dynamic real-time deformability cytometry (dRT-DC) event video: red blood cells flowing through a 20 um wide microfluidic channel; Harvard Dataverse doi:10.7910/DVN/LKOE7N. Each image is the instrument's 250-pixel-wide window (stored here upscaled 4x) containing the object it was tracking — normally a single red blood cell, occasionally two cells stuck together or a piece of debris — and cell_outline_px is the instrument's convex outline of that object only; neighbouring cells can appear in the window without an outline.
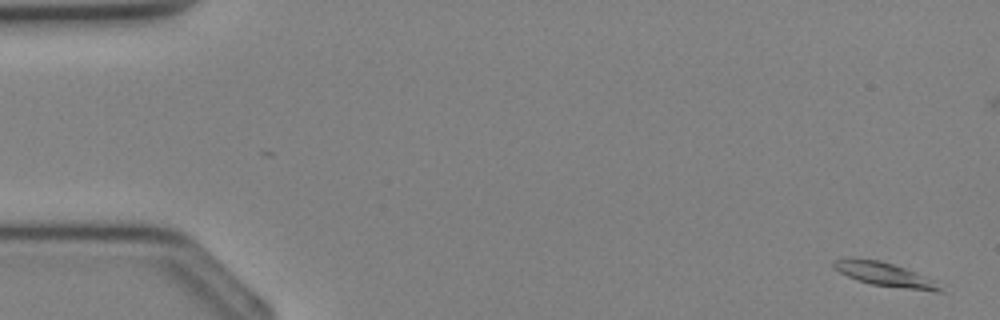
{"species": "Egyptian fruit bat (a non-hibernating species)", "species_latin": "Rousettus aegyptiacus", "temperature_condition": "cold", "stored_images_in_passage": 38, "camera_frame_rate_fps": 3000, "um_per_image_px": 0.085, "animal": {"sex": "female"}, "frame": {"image": 1, "passage_image": 2, "time_ms": 0.333, "image_size_px": [1000, 320], "cell_outline_px": [[944, 292], [936, 292], [872, 284], [856, 280], [840, 272], [832, 264], [832, 260], [880, 260], [904, 268], [936, 280]], "centroid_in_image_um": [75.31, 23.36], "position_along_channel_um": 9.7, "area_um2": 14.22}}
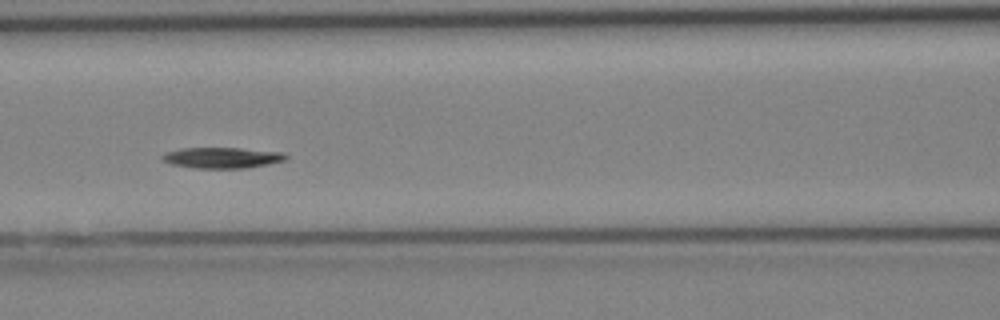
{"frame": {"image": 2, "passage_image": 17, "time_ms": 5.333, "image_size_px": [1000, 320], "cell_outline_px": [[288, 156], [284, 160], [244, 168], [192, 168], [172, 164], [164, 160], [160, 156], [168, 152], [180, 148], [240, 148], [284, 152]], "centroid_in_image_um": [18.86, 13.4], "position_along_channel_um": 147.7, "area_um2": 14.8}}
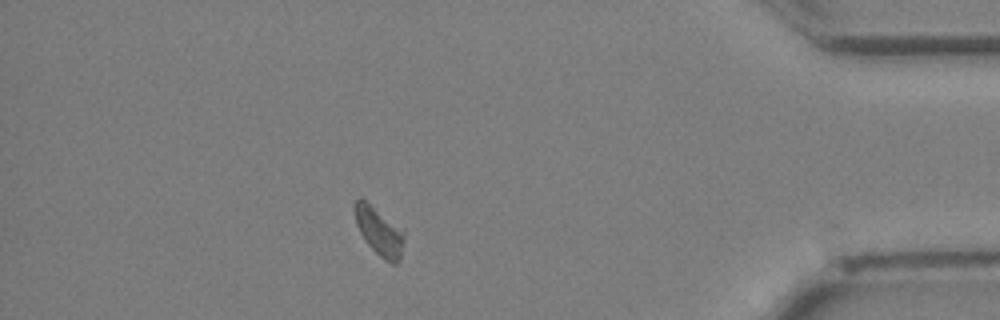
{"frame": {"image": 3, "passage_image": 33, "time_ms": 10.667, "image_size_px": [1000, 320], "cell_outline_px": [[404, 240], [400, 260], [396, 264], [392, 264], [384, 260], [364, 240], [356, 224], [356, 200], [368, 200], [404, 228]], "centroid_in_image_um": [32.3, 19.66], "position_along_channel_um": 402.9, "area_um2": 14.1}}